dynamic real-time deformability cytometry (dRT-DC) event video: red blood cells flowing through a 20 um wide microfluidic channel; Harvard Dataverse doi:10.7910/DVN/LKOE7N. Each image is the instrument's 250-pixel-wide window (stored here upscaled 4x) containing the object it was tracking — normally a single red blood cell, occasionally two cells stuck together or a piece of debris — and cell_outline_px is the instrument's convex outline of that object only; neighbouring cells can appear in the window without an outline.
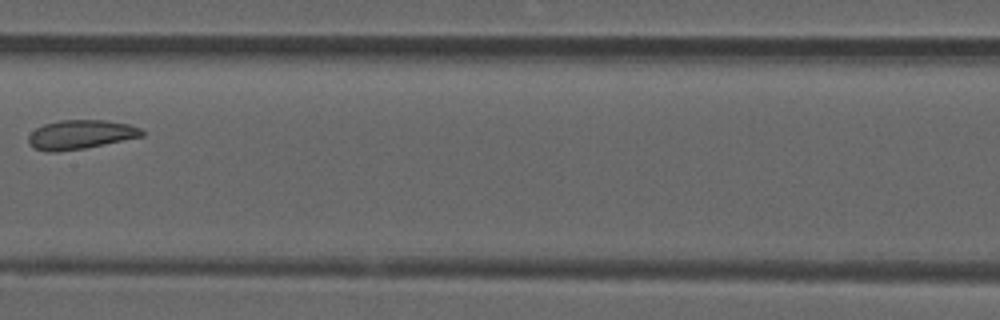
{"species": "common noctule bat (a hibernating species)", "species_latin": "Nyctalus noctula", "temperature_condition": "room temperature", "stored_images_in_passage": 9, "camera_frame_rate_fps": 3000, "um_per_image_px": 0.085, "animal": {"sex": "male", "forearm_length_mm": 52.5}, "frame": {"image": 1, "passage_image": 7, "time_ms": 2.0, "image_size_px": [1000, 320], "cell_outline_px": [[144, 136], [84, 148], [56, 152], [44, 152], [32, 148], [28, 144], [28, 136], [36, 128], [44, 124], [60, 120], [104, 120], [128, 124], [140, 128], [144, 132]], "centroid_in_image_um": [6.8, 11.44], "position_along_channel_um": 200.6, "area_um2": 19.31}}
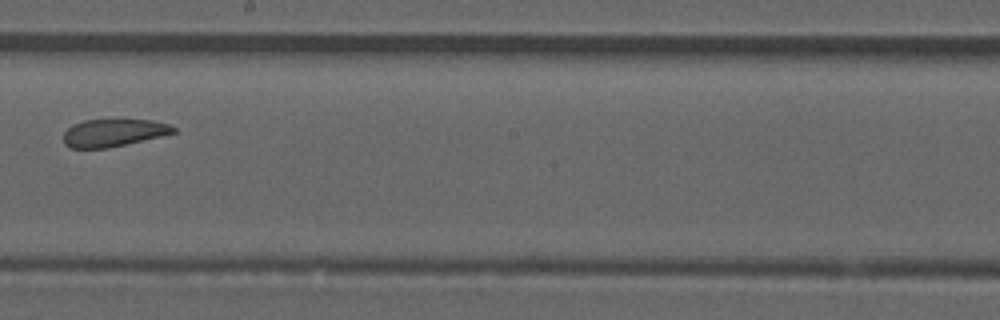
{"frame": {"image": 2, "passage_image": 8, "time_ms": 2.333, "image_size_px": [1000, 320], "cell_outline_px": [[176, 132], [160, 136], [108, 148], [72, 148], [64, 144], [64, 132], [72, 124], [84, 120], [152, 120], [168, 124], [176, 128]], "centroid_in_image_um": [9.62, 11.28], "position_along_channel_um": 238.6, "area_um2": 17.46}}
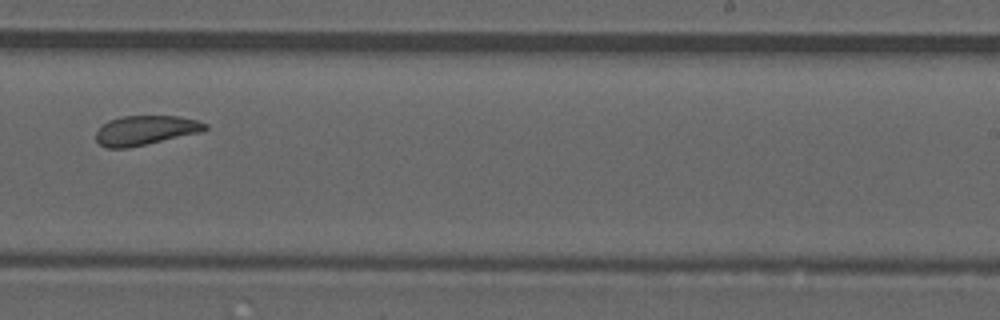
{"frame": {"image": 3, "passage_image": 9, "time_ms": 2.667, "image_size_px": [1000, 320], "cell_outline_px": [[208, 128], [204, 132], [128, 148], [104, 148], [96, 140], [96, 132], [108, 120], [124, 116], [180, 116], [196, 120], [208, 124]], "centroid_in_image_um": [12.4, 11.08], "position_along_channel_um": 276.6, "area_um2": 18.9}}